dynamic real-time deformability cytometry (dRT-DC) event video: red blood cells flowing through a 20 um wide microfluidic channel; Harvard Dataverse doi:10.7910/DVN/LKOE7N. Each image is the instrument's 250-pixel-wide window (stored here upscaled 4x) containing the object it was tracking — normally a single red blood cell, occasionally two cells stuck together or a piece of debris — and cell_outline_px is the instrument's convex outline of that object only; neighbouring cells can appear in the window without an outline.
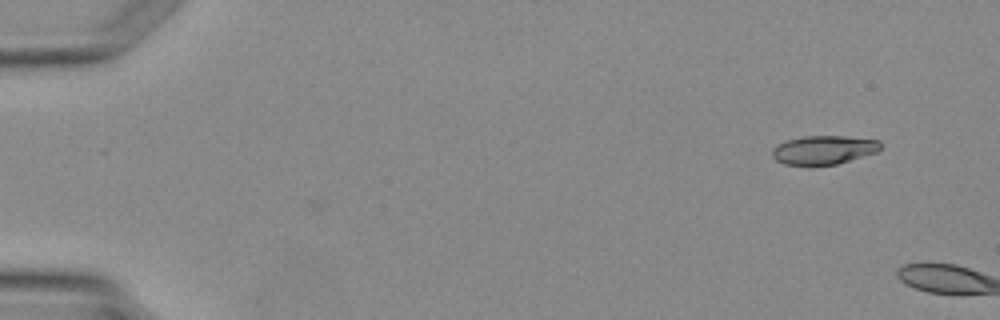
{"species": "Egyptian fruit bat (a non-hibernating species)", "species_latin": "Rousettus aegyptiacus", "temperature_condition": "warm", "stored_images_in_passage": 2, "camera_frame_rate_fps": 3000, "um_per_image_px": 0.085, "animal": {"sex": "female"}, "frame": {"image": 1, "passage_image": 1, "time_ms": 0.0, "image_size_px": [1000, 320], "cell_outline_px": [[880, 148], [876, 152], [836, 164], [784, 164], [776, 160], [772, 156], [772, 148], [784, 140], [804, 136], [844, 136], [880, 140]], "centroid_in_image_um": [69.98, 12.72], "position_along_channel_um": 15.0, "area_um2": 17.92}}